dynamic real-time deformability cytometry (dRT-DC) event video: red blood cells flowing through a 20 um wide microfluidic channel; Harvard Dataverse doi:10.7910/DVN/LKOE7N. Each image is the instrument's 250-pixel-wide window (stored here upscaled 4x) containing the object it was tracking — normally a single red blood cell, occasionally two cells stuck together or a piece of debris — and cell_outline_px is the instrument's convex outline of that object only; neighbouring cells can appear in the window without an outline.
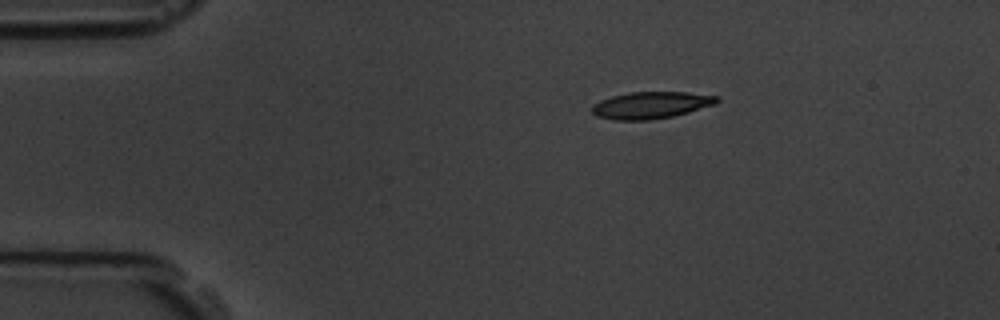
{"species": "common noctule bat (a hibernating species)", "species_latin": "Nyctalus noctula", "temperature_condition": "room temperature", "stored_images_in_passage": 4, "camera_frame_rate_fps": 3000, "um_per_image_px": 0.085, "animal": {"sex": "male", "body_mass_g": 19.5, "forearm_length_mm": 54.6}, "frame": {"image": 1, "passage_image": 1, "time_ms": 0.0, "image_size_px": [1000, 320], "cell_outline_px": [[720, 100], [716, 104], [688, 112], [672, 116], [648, 120], [612, 120], [596, 116], [592, 112], [592, 104], [600, 100], [612, 96], [628, 92], [688, 92], [720, 96]], "centroid_in_image_um": [55.33, 8.93], "position_along_channel_um": 29.7, "area_um2": 19.71}}
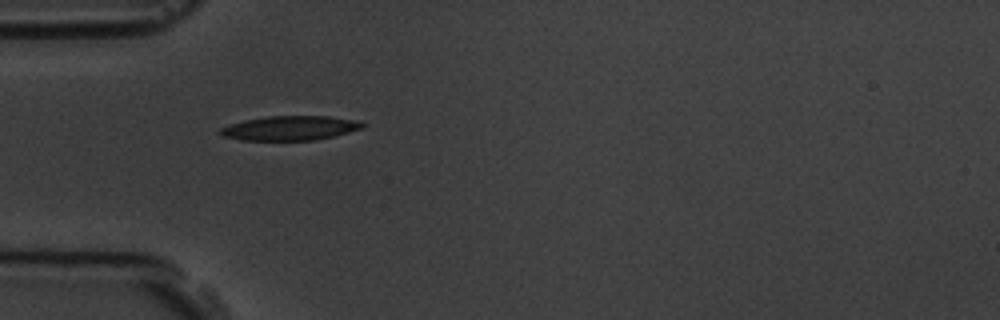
{"frame": {"image": 2, "passage_image": 3, "time_ms": 2.333, "image_size_px": [1000, 320], "cell_outline_px": [[364, 128], [336, 136], [316, 140], [240, 140], [220, 136], [216, 132], [220, 128], [244, 120], [268, 116], [328, 116], [356, 120], [364, 124]], "centroid_in_image_um": [24.64, 10.9], "position_along_channel_um": 60.4, "area_um2": 20.4}}
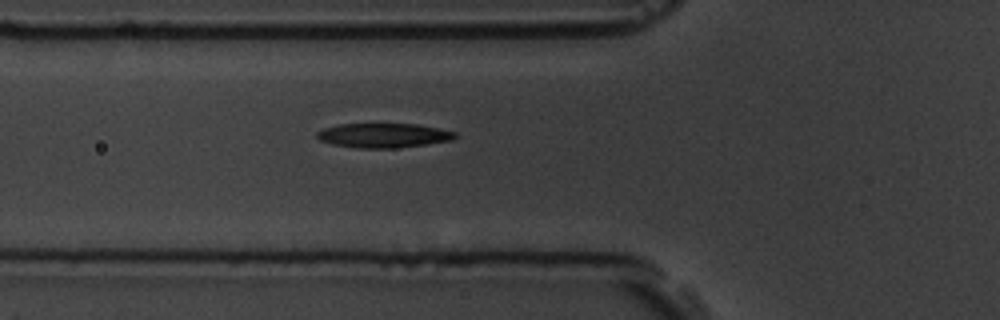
{"frame": {"image": 3, "passage_image": 4, "time_ms": 3.333, "image_size_px": [1000, 320], "cell_outline_px": [[460, 136], [452, 140], [428, 144], [396, 148], [356, 148], [332, 144], [320, 140], [316, 136], [316, 132], [324, 128], [340, 124], [416, 124], [456, 132]], "centroid_in_image_um": [32.61, 11.52], "position_along_channel_um": 93.2, "area_um2": 19.71}}